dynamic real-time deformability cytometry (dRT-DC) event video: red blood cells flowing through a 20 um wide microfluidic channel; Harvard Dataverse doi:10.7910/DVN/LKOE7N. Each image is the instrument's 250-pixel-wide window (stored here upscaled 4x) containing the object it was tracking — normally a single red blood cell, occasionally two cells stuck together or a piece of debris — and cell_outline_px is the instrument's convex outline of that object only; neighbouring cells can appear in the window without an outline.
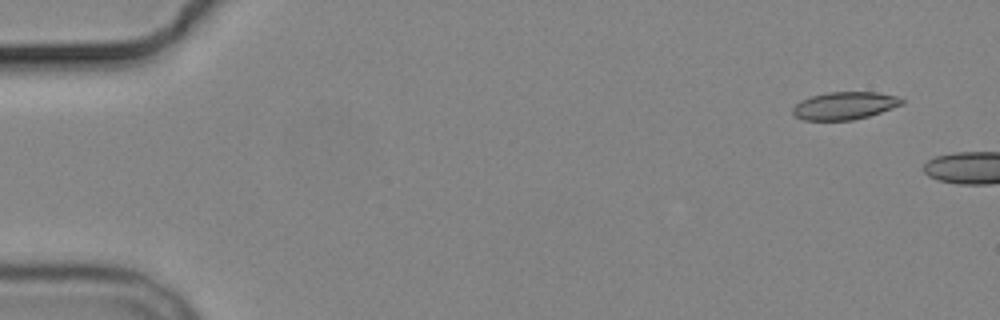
{"species": "common noctule bat (a hibernating species)", "species_latin": "Nyctalus noctula", "temperature_condition": "cold", "stored_images_in_passage": 2, "camera_frame_rate_fps": 3000, "um_per_image_px": 0.085, "animal": {"sex": "male", "body_mass_g": 19.2, "forearm_length_mm": 51.8}, "frame": {"image": 1, "passage_image": 1, "time_ms": 0.0, "image_size_px": [1000, 320], "cell_outline_px": [[904, 104], [868, 116], [852, 120], [804, 120], [796, 116], [792, 112], [792, 108], [800, 100], [812, 96], [828, 92], [876, 92], [900, 96], [904, 100]], "centroid_in_image_um": [71.81, 8.97], "position_along_channel_um": 13.2, "area_um2": 17.57}}